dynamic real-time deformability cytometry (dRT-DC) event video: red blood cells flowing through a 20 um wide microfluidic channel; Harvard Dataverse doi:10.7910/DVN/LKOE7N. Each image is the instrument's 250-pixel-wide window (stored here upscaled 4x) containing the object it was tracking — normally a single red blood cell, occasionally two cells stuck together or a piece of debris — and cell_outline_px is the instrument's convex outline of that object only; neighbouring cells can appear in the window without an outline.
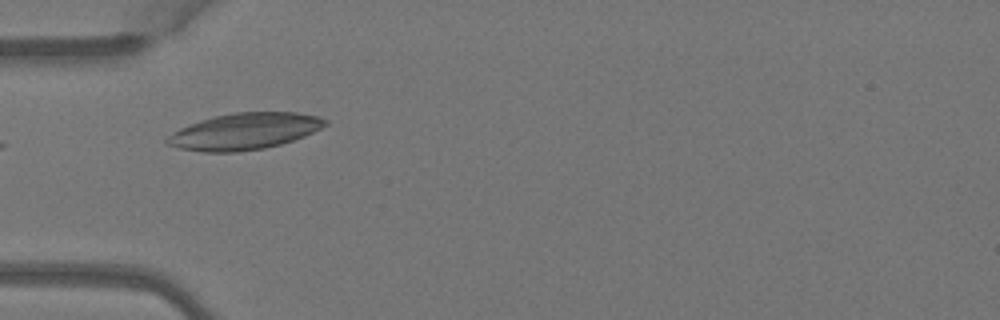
{"species": "Egyptian fruit bat (a non-hibernating species)", "species_latin": "Rousettus aegyptiacus", "temperature_condition": "warm", "stored_images_in_passage": 5, "camera_frame_rate_fps": 3000, "um_per_image_px": 0.085, "animal": {"sex": "female"}, "frame": {"image": 1, "passage_image": 5, "time_ms": 1.333, "image_size_px": [1000, 320], "cell_outline_px": [[328, 124], [304, 136], [280, 144], [264, 148], [236, 152], [204, 152], [180, 148], [168, 144], [164, 140], [168, 136], [180, 128], [200, 120], [216, 116], [236, 112], [296, 112], [320, 116], [328, 120]], "centroid_in_image_um": [20.8, 11.16], "position_along_channel_um": 64.2, "area_um2": 33.35}}